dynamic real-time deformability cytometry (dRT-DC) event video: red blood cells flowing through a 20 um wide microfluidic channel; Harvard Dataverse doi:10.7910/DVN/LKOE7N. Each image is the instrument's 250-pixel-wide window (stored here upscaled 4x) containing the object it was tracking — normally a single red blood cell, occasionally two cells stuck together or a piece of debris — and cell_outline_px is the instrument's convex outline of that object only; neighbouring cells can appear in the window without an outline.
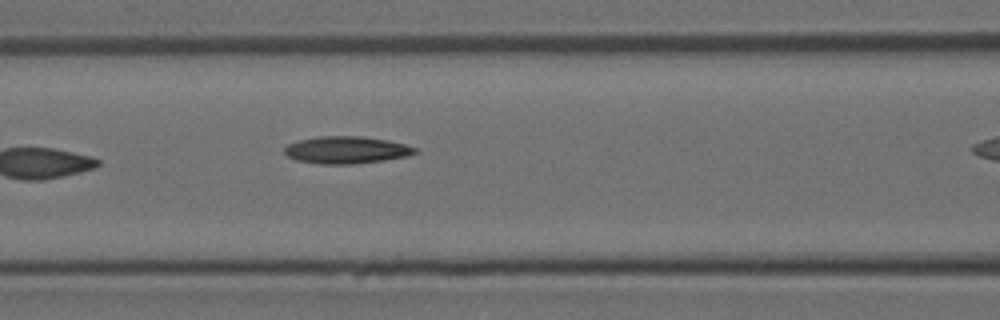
{"species": "Egyptian fruit bat (a non-hibernating species)", "species_latin": "Rousettus aegyptiacus", "temperature_condition": "room temperature", "stored_images_in_passage": 6, "camera_frame_rate_fps": 3000, "um_per_image_px": 0.085, "animal": {"sex": "female"}, "frame": {"image": 1, "passage_image": 5, "time_ms": 1.333, "image_size_px": [1000, 320], "cell_outline_px": [[420, 152], [408, 156], [352, 164], [320, 164], [296, 160], [288, 156], [284, 152], [284, 148], [288, 144], [300, 140], [320, 136], [360, 136], [388, 140], [420, 148]], "centroid_in_image_um": [29.48, 12.74], "position_along_channel_um": 137.1, "area_um2": 20.69}}